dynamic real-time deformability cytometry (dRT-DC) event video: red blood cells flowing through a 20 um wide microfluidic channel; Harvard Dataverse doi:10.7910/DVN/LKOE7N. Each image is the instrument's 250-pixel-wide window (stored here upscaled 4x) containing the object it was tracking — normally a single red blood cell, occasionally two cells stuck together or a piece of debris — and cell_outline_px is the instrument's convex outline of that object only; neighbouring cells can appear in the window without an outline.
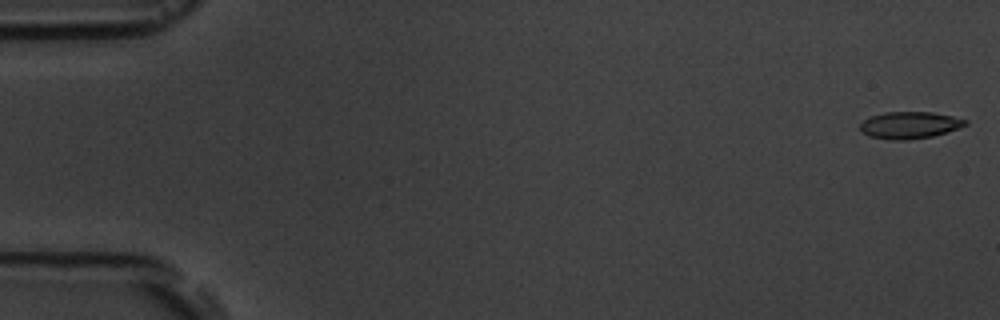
{"species": "common noctule bat (a hibernating species)", "species_latin": "Nyctalus noctula", "temperature_condition": "room temperature", "stored_images_in_passage": 10, "camera_frame_rate_fps": 3000, "um_per_image_px": 0.085, "animal": {"sex": "male", "body_mass_g": 19.5, "forearm_length_mm": 54.6}, "frame": {"image": 1, "passage_image": 1, "time_ms": 0.0, "image_size_px": [1000, 320], "cell_outline_px": [[968, 124], [932, 136], [908, 140], [892, 140], [868, 136], [860, 132], [860, 124], [868, 116], [884, 112], [932, 112], [952, 116], [968, 120]], "centroid_in_image_um": [77.26, 10.63], "position_along_channel_um": 7.7, "area_um2": 16.53}}
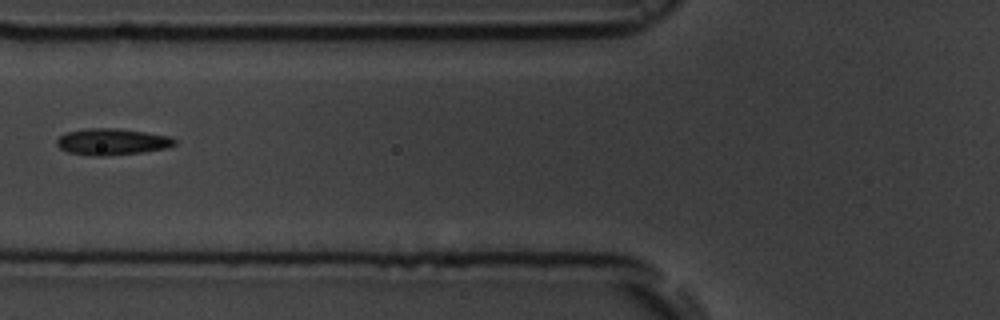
{"frame": {"image": 2, "passage_image": 7, "time_ms": 7.0, "image_size_px": [1000, 320], "cell_outline_px": [[176, 144], [168, 148], [140, 152], [104, 156], [92, 156], [68, 152], [60, 148], [56, 144], [56, 140], [64, 132], [88, 128], [116, 128], [144, 132], [168, 136], [176, 140]], "centroid_in_image_um": [9.49, 12.05], "position_along_channel_um": 116.3, "area_um2": 18.15}}
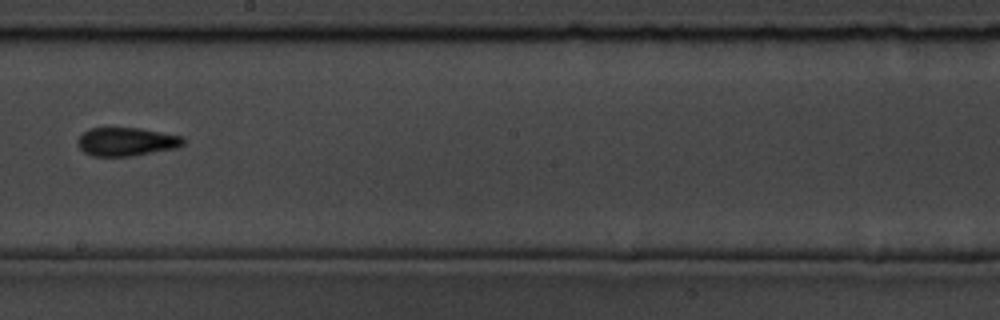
{"frame": {"image": 3, "passage_image": 10, "time_ms": 10.333, "image_size_px": [1000, 320], "cell_outline_px": [[184, 144], [180, 148], [132, 156], [92, 156], [84, 152], [76, 144], [76, 140], [88, 128], [140, 128], [184, 136]], "centroid_in_image_um": [10.77, 12.05], "position_along_channel_um": 237.4, "area_um2": 17.8}}